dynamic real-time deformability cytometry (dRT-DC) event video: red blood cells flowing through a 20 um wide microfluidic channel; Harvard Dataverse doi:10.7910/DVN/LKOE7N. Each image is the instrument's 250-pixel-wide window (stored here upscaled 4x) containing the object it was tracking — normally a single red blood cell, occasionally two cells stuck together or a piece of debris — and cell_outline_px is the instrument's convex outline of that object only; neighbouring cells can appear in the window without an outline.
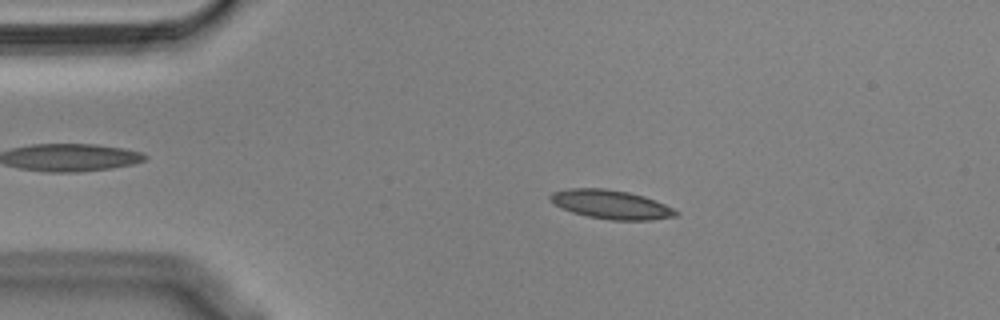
{"species": "Egyptian fruit bat (a non-hibernating species)", "species_latin": "Rousettus aegyptiacus", "temperature_condition": "cold", "stored_images_in_passage": 55, "segment_of_instrument_passage": [1, 2], "camera_frame_rate_fps": 3000, "um_per_image_px": 0.085, "animal": {"sex": "male"}, "frame": {"image": 1, "passage_image": 10, "time_ms": 3.0, "image_size_px": [1000, 320], "cell_outline_px": [[680, 212], [676, 216], [652, 220], [612, 220], [588, 216], [572, 212], [556, 204], [548, 196], [552, 192], [568, 188], [604, 188], [628, 192], [644, 196], [664, 204]], "centroid_in_image_um": [51.96, 17.37], "position_along_channel_um": 33.0, "area_um2": 20.92}}
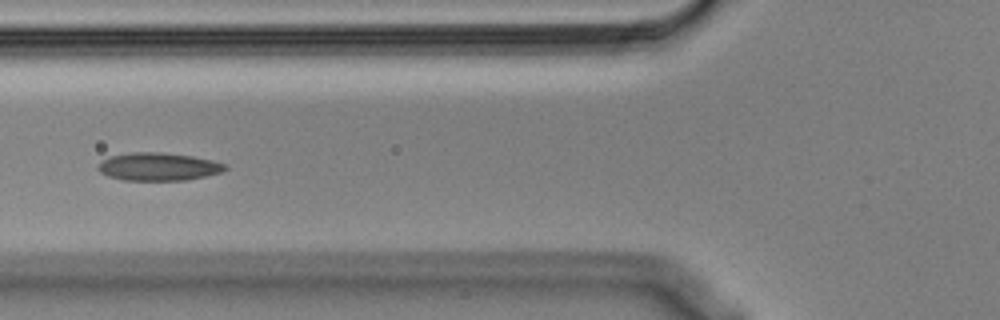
{"frame": {"image": 2, "passage_image": 20, "time_ms": 6.333, "image_size_px": [1000, 320], "cell_outline_px": [[228, 168], [220, 172], [204, 176], [184, 180], [124, 180], [108, 176], [100, 172], [96, 168], [100, 160], [112, 156], [132, 152], [160, 152], [192, 156], [212, 160], [228, 164]], "centroid_in_image_um": [13.44, 14.16], "position_along_channel_um": 112.4, "area_um2": 20.63}}
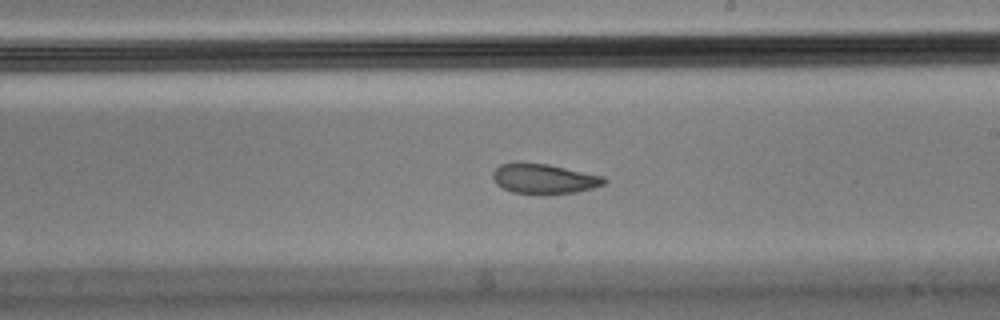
{"frame": {"image": 3, "passage_image": 31, "time_ms": 10.0, "image_size_px": [1000, 320], "cell_outline_px": [[608, 180], [604, 184], [592, 188], [576, 192], [544, 196], [540, 196], [512, 192], [496, 184], [492, 176], [492, 172], [500, 164], [548, 164], [604, 176]], "centroid_in_image_um": [46.27, 15.24], "position_along_channel_um": 242.7, "area_um2": 19.54}}